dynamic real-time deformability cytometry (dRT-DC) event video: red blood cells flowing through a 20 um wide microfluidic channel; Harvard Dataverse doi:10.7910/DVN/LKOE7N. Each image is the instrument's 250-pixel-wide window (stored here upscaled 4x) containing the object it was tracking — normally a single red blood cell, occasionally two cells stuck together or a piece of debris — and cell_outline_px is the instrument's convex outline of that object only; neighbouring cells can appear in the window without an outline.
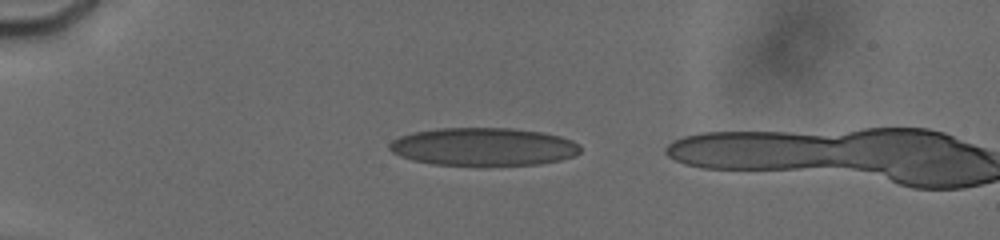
{"species": "human", "species_latin": "Homo sapiens", "temperature_condition": "cold", "stored_images_in_passage": 16, "camera_frame_rate_fps": 3000, "um_per_image_px": 0.085, "donor": {"sex": "male"}, "frame": {"image": 1, "passage_image": 11, "time_ms": 2.0, "image_size_px": [1000, 240], "cell_outline_px": [[580, 152], [572, 156], [560, 160], [540, 164], [480, 168], [432, 164], [412, 160], [400, 156], [392, 152], [388, 148], [388, 144], [392, 140], [400, 136], [412, 132], [436, 128], [512, 128], [544, 132], [560, 136], [572, 140], [580, 144]], "centroid_in_image_um": [41.08, 12.51], "position_along_channel_um": 43.9, "area_um2": 43.64}}